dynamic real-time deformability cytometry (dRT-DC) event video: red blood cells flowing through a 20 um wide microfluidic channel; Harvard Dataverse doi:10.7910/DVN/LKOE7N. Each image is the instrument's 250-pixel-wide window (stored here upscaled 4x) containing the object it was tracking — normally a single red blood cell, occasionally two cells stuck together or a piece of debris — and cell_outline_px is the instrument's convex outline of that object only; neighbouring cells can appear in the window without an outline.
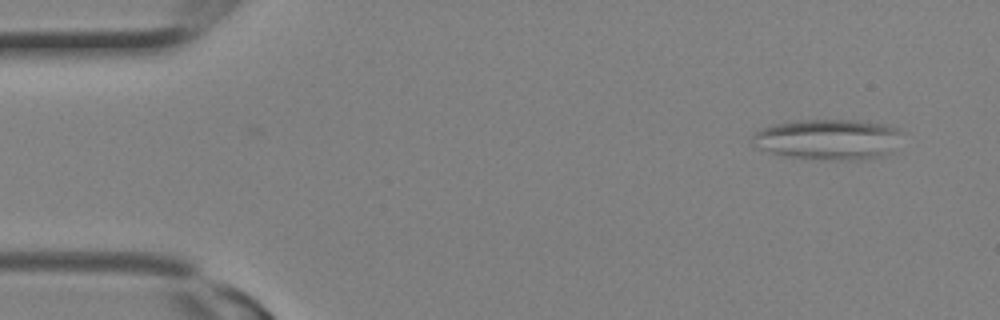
{"species": "Egyptian fruit bat (a non-hibernating species)", "species_latin": "Rousettus aegyptiacus", "temperature_condition": "room temperature", "stored_images_in_passage": 2, "camera_frame_rate_fps": 3000, "um_per_image_px": 0.085, "animal": {"sex": "female"}, "frame": {"image": 1, "passage_image": 2, "time_ms": 0.333, "image_size_px": [1000, 320], "cell_outline_px": [[900, 132], [888, 152], [880, 156], [844, 160], [840, 160], [792, 156], [772, 152], [756, 148], [752, 144], [752, 136], [760, 128], [776, 124], [800, 120], [856, 120], [884, 124], [896, 128]], "centroid_in_image_um": [70.29, 11.82], "position_along_channel_um": 14.7, "area_um2": 34.28}}